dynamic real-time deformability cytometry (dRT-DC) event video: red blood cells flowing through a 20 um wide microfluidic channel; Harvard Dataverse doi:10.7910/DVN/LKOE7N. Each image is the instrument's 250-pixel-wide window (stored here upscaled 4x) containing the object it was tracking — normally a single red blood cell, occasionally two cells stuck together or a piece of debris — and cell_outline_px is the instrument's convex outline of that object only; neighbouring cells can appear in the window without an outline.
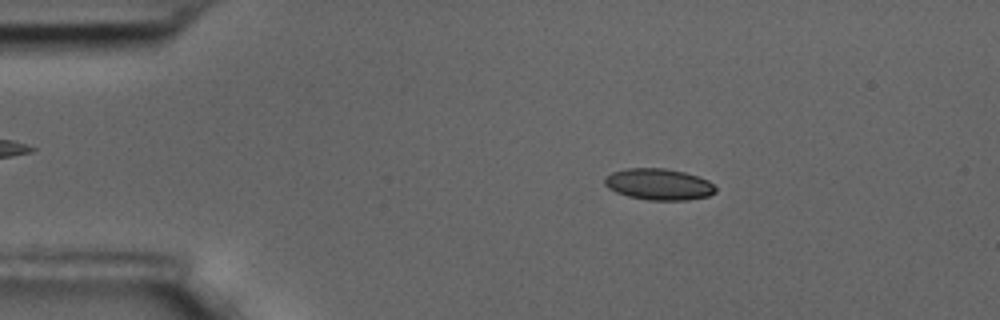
{"species": "common noctule bat (a hibernating species)", "species_latin": "Nyctalus noctula", "temperature_condition": "room temperature", "stored_images_in_passage": 49, "camera_frame_rate_fps": 3000, "um_per_image_px": 0.085, "animal": {"sex": "male", "body_mass_g": 17.5, "forearm_length_mm": 52.3}, "frame": {"image": 1, "passage_image": 1, "time_ms": 0.0, "image_size_px": [1000, 320], "cell_outline_px": [[716, 192], [708, 196], [688, 200], [648, 200], [628, 196], [616, 192], [608, 188], [604, 184], [604, 176], [612, 172], [628, 168], [664, 168], [684, 172], [708, 180], [716, 188]], "centroid_in_image_um": [55.97, 15.66], "position_along_channel_um": 29.0, "area_um2": 20.29}}
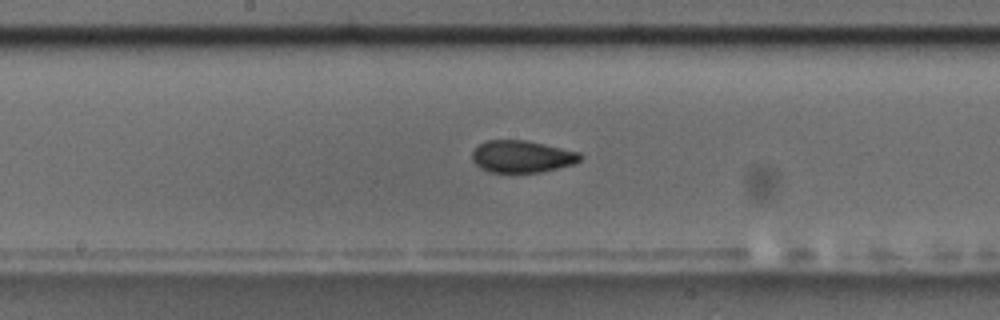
{"frame": {"image": 2, "passage_image": 21, "time_ms": 6.667, "image_size_px": [1000, 320], "cell_outline_px": [[584, 156], [580, 160], [572, 164], [540, 172], [488, 172], [480, 168], [472, 160], [472, 152], [484, 140], [524, 140], [544, 144], [580, 152]], "centroid_in_image_um": [44.35, 13.3], "position_along_channel_um": 203.9, "area_um2": 20.11}}
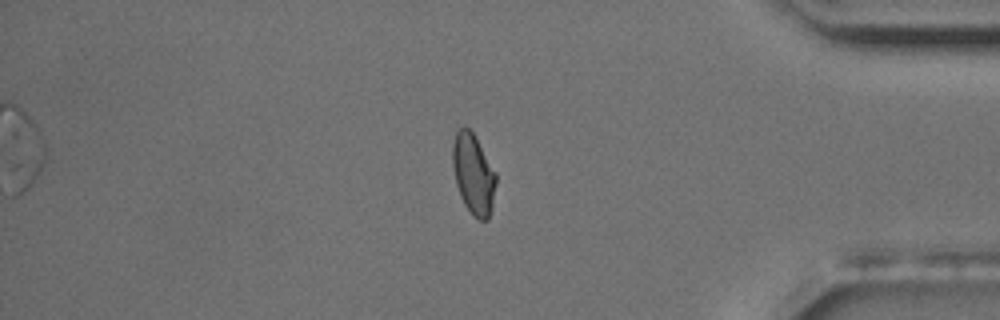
{"frame": {"image": 3, "passage_image": 40, "time_ms": 13.0, "image_size_px": [1000, 320], "cell_outline_px": [[496, 184], [492, 208], [488, 220], [476, 220], [472, 216], [464, 204], [460, 196], [456, 184], [452, 164], [452, 144], [456, 132], [464, 124], [476, 136], [496, 172]], "centroid_in_image_um": [40.24, 14.8], "position_along_channel_um": 395.0, "area_um2": 20.75}, "authors_computed_cell_mechanics": {"area_um2": 20.5768, "velocity_mm_per_s": 3.4637, "shape_relaxation_time_tau1_ms": 7.775, "shape_relaxation_time_tau2_ms": 1.3173, "deformation_change_tau1": 0.1288, "deformation_change_tau2": 0.0558}}